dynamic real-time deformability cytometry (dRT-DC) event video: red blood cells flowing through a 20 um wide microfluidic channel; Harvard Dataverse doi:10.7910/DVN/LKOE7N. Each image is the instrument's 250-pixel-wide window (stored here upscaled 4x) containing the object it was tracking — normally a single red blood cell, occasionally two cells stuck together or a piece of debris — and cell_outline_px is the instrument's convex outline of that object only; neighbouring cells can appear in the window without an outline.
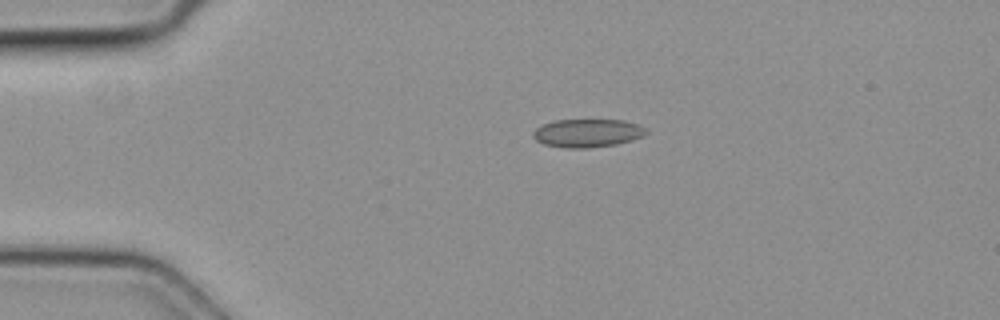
{"species": "common noctule bat (a hibernating species)", "species_latin": "Nyctalus noctula", "temperature_condition": "cold", "stored_images_in_passage": 2, "camera_frame_rate_fps": 3000, "um_per_image_px": 0.085, "animal": {"sex": "female", "body_mass_g": 19.3, "forearm_length_mm": 54.1}, "frame": {"image": 1, "passage_image": 1, "time_ms": 0.0, "image_size_px": [1000, 320], "cell_outline_px": [[648, 132], [644, 136], [632, 140], [616, 144], [588, 148], [564, 148], [544, 144], [536, 140], [532, 136], [532, 132], [536, 128], [544, 124], [556, 120], [624, 120], [640, 124], [648, 128]], "centroid_in_image_um": [49.97, 11.31], "position_along_channel_um": 35.0, "area_um2": 18.79}}